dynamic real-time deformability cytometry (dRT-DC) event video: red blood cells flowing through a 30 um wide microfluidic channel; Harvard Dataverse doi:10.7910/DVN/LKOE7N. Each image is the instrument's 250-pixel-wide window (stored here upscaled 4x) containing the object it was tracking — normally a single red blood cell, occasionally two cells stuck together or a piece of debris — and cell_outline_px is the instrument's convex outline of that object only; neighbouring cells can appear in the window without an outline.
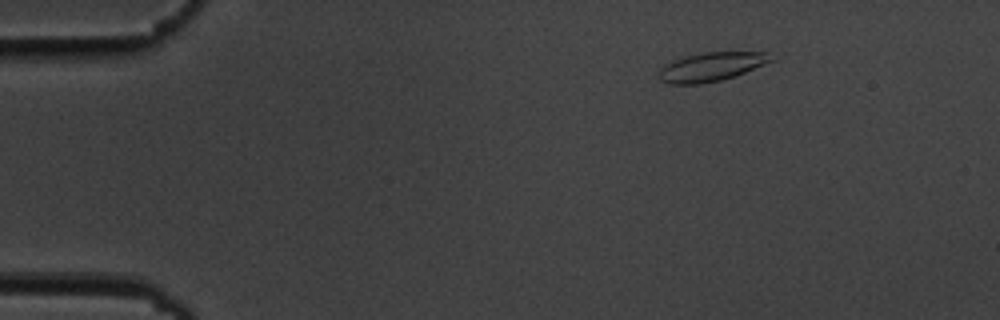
{"species": "common noctule bat (a hibernating species)", "species_latin": "Nyctalus noctula", "temperature_condition": "cold", "stored_images_in_passage": 48, "camera_frame_rate_fps": 3000, "um_per_image_px": 0.085, "animal": {"sex": "male", "body_mass_g": 19.5, "forearm_length_mm": 54.6}, "frame": {"image": 1, "passage_image": 1, "time_ms": 0.0, "image_size_px": [1000, 320], "cell_outline_px": [[776, 60], [736, 76], [720, 80], [700, 84], [668, 84], [660, 80], [660, 68], [664, 64], [672, 60], [704, 52], [768, 52]], "centroid_in_image_um": [60.5, 5.67], "position_along_channel_um": 24.5, "area_um2": 18.96}}
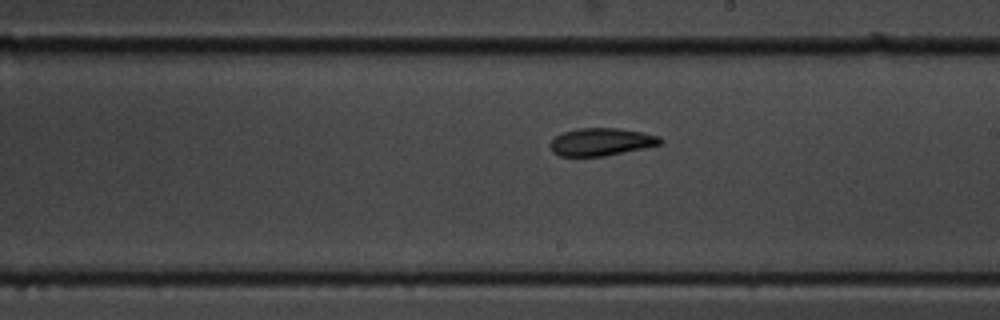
{"frame": {"image": 2, "passage_image": 25, "time_ms": 8.0, "image_size_px": [1000, 320], "cell_outline_px": [[664, 140], [660, 144], [624, 152], [604, 156], [560, 156], [552, 152], [548, 144], [556, 136], [564, 132], [580, 128], [616, 128], [640, 132], [660, 136]], "centroid_in_image_um": [51.07, 12.06], "position_along_channel_um": 237.9, "area_um2": 17.57}}
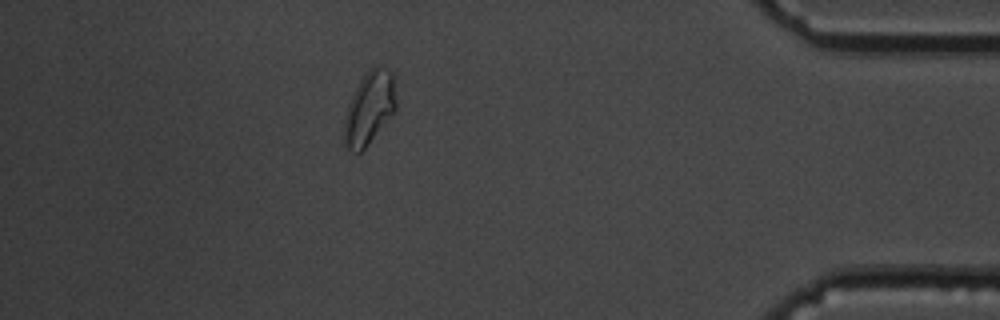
{"frame": {"image": 3, "passage_image": 42, "time_ms": 13.667, "image_size_px": [1000, 320], "cell_outline_px": [[396, 108], [364, 148], [360, 152], [356, 152], [348, 148], [344, 144], [344, 120], [348, 104], [360, 80], [368, 68], [376, 64], [380, 64], [388, 68], [392, 72], [396, 100]], "centroid_in_image_um": [31.39, 9.1], "position_along_channel_um": 403.8, "area_um2": 21.73}, "authors_computed_cell_mechanics": {"area_um2": 18.1492, "velocity_mm_per_s": 3.6357, "shape_relaxation_time_tau1_ms": 5.7393, "shape_relaxation_time_tau2_ms": 4.3418, "deformation_change_tau1": 0.1279, "deformation_change_tau2": 0.1017}}